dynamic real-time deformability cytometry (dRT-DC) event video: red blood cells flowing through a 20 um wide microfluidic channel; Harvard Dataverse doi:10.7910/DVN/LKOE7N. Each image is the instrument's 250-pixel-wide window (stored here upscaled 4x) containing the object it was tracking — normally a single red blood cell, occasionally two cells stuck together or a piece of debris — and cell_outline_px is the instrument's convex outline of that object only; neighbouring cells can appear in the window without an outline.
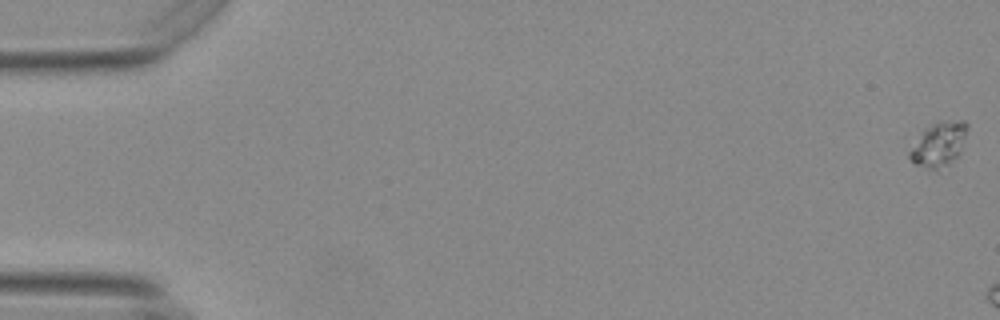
{"species": "Egyptian fruit bat (a non-hibernating species)", "species_latin": "Rousettus aegyptiacus", "temperature_condition": "warm", "stored_images_in_passage": 7, "camera_frame_rate_fps": 3000, "um_per_image_px": 0.085, "animal": {"sex": "female"}, "frame": {"image": 1, "passage_image": 1, "time_ms": 0.0, "image_size_px": [1000, 320], "cell_outline_px": [[968, 128], [960, 152], [948, 164], [936, 168], [932, 168], [916, 164], [908, 156], [908, 152], [924, 128], [940, 120], [964, 120], [968, 124]], "centroid_in_image_um": [79.81, 12.19], "position_along_channel_um": 5.2, "area_um2": 14.62}}